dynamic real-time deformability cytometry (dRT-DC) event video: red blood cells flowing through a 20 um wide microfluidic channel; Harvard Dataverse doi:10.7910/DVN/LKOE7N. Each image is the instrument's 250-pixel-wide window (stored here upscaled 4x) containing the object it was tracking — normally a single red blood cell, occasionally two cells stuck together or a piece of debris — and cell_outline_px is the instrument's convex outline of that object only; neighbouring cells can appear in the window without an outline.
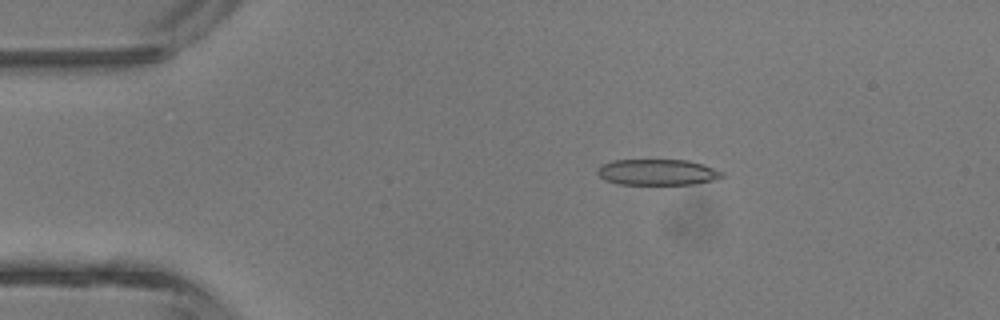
{"species": "common noctule bat (a hibernating species)", "species_latin": "Nyctalus noctula", "temperature_condition": "room temperature", "stored_images_in_passage": 4, "camera_frame_rate_fps": 3000, "um_per_image_px": 0.085, "animal": {"sex": "male", "body_mass_g": 13.3}, "frame": {"image": 1, "passage_image": 3, "time_ms": 2.333, "image_size_px": [1000, 320], "cell_outline_px": [[724, 176], [716, 180], [692, 184], [616, 184], [604, 180], [596, 172], [596, 168], [600, 164], [612, 160], [688, 160], [704, 164], [724, 172]], "centroid_in_image_um": [55.86, 14.63], "position_along_channel_um": 29.1, "area_um2": 19.13}}